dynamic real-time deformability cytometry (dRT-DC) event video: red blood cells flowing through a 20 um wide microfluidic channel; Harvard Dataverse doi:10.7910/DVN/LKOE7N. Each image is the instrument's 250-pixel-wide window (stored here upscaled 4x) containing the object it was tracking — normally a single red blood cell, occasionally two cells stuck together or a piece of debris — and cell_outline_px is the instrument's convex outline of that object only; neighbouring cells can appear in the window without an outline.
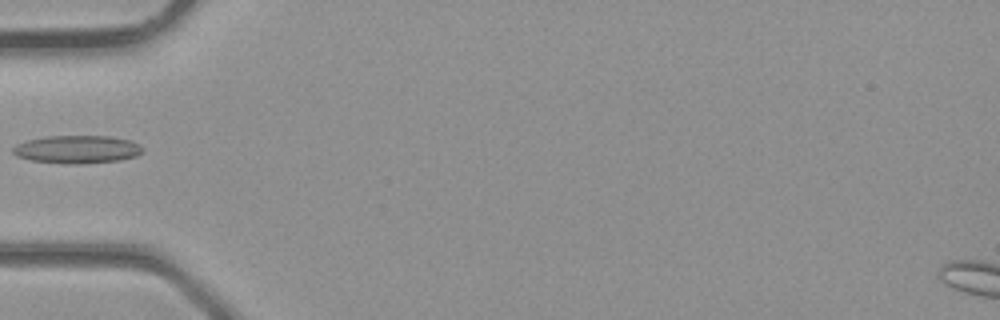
{"species": "common noctule bat (a hibernating species)", "species_latin": "Nyctalus noctula", "temperature_condition": "room temperature", "stored_images_in_passage": 4, "camera_frame_rate_fps": 3000, "um_per_image_px": 0.085, "animal": {"sex": "male", "body_mass_g": 23.1, "forearm_length_mm": 52.7}, "frame": {"image": 1, "passage_image": 4, "time_ms": 1.0, "image_size_px": [1000, 320], "cell_outline_px": [[144, 152], [136, 156], [120, 160], [80, 164], [68, 164], [32, 160], [16, 156], [12, 152], [12, 148], [16, 144], [28, 140], [48, 136], [108, 136], [132, 140], [140, 144], [144, 148]], "centroid_in_image_um": [6.6, 12.69], "position_along_channel_um": 78.4, "area_um2": 21.27}}